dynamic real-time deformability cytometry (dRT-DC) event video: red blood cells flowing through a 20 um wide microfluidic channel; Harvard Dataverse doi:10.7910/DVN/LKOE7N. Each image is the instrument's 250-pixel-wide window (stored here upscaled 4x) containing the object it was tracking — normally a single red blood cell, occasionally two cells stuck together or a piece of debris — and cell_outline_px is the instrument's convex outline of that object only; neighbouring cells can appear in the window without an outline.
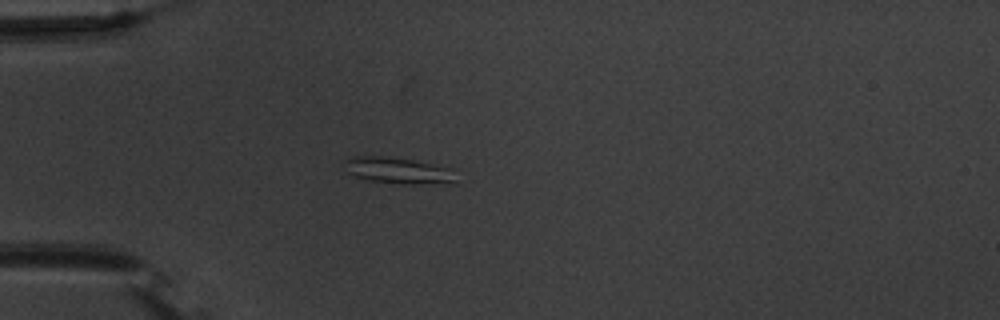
{"species": "common noctule bat (a hibernating species)", "species_latin": "Nyctalus noctula", "temperature_condition": "warm", "stored_images_in_passage": 39, "camera_frame_rate_fps": 3000, "um_per_image_px": 0.085, "animal": {"sex": "male", "body_mass_g": 20.1, "forearm_length_mm": 53.5}, "frame": {"image": 1, "passage_image": 1, "time_ms": 0.0, "image_size_px": [1000, 320], "cell_outline_px": [[456, 184], [396, 184], [368, 180], [356, 176], [348, 172], [344, 160], [356, 156], [384, 156], [412, 160], [456, 168]], "centroid_in_image_um": [33.99, 14.52], "position_along_channel_um": 51.0, "area_um2": 17.51}}
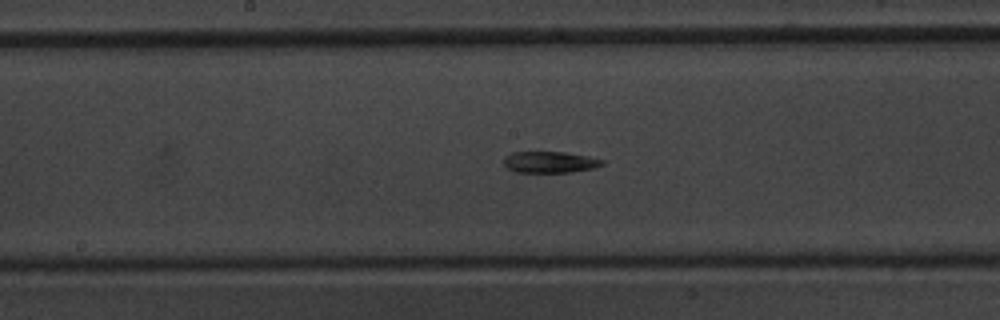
{"frame": {"image": 2, "passage_image": 14, "time_ms": 4.333, "image_size_px": [1000, 320], "cell_outline_px": [[604, 164], [592, 168], [568, 172], [516, 172], [508, 168], [504, 164], [504, 156], [512, 152], [564, 152], [588, 156], [604, 160]], "centroid_in_image_um": [46.71, 13.77], "position_along_channel_um": 201.5, "area_um2": 12.14}}
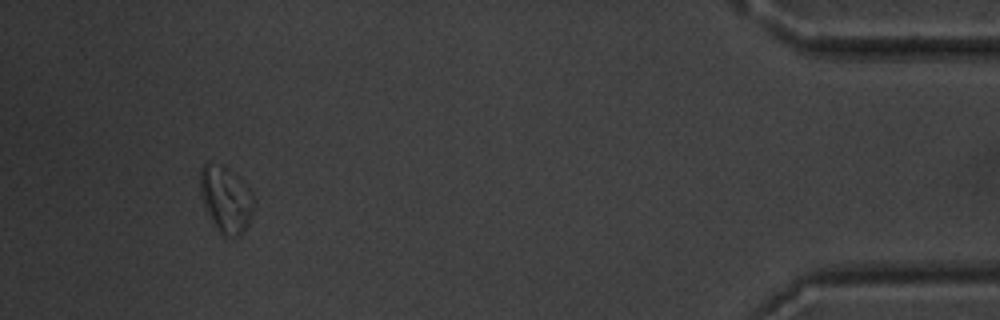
{"frame": {"image": 3, "passage_image": 36, "time_ms": 11.667, "image_size_px": [1000, 320], "cell_outline_px": [[256, 200], [248, 224], [240, 236], [224, 236], [216, 228], [208, 216], [204, 208], [200, 196], [200, 168], [204, 164], [220, 164], [228, 168], [252, 192]], "centroid_in_image_um": [19.19, 16.96], "position_along_channel_um": 416.0, "area_um2": 20.81}}